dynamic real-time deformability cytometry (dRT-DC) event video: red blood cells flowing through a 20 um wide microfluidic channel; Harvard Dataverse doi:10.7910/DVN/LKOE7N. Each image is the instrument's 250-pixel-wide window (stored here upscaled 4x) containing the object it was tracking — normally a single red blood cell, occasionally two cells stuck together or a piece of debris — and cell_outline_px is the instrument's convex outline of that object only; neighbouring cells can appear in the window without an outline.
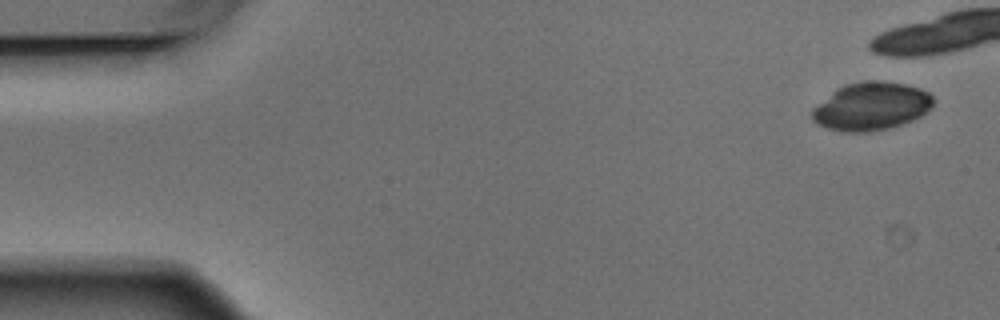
{"species": "Egyptian fruit bat (a non-hibernating species)", "species_latin": "Rousettus aegyptiacus", "temperature_condition": "warm", "stored_images_in_passage": 9, "camera_frame_rate_fps": 3000, "um_per_image_px": 0.085, "animal": {"sex": "male"}, "frame": {"image": 1, "passage_image": 1, "time_ms": 0.0, "image_size_px": [1000, 320], "cell_outline_px": [[936, 100], [932, 108], [920, 116], [912, 120], [888, 128], [868, 132], [840, 132], [828, 128], [812, 120], [812, 108], [832, 92], [844, 84], [864, 80], [880, 80], [904, 84], [920, 88], [928, 92]], "centroid_in_image_um": [74.07, 9.02], "position_along_channel_um": 10.9, "area_um2": 34.04}}
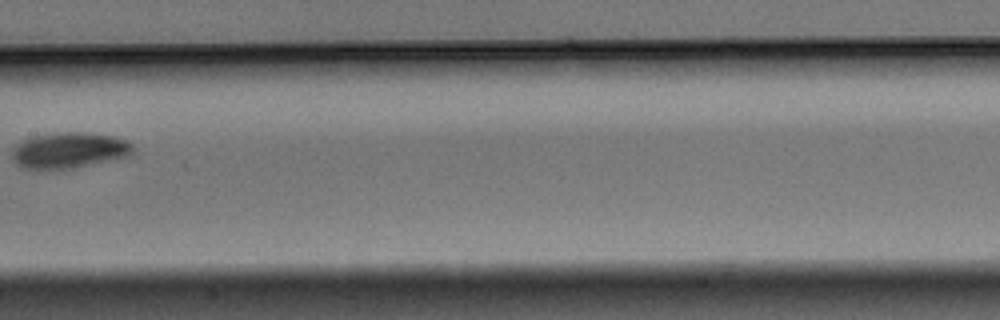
{"frame": {"image": 2, "passage_image": 9, "time_ms": 2.667, "image_size_px": [1000, 320], "cell_outline_px": [[136, 148], [128, 156], [72, 168], [24, 168], [16, 164], [12, 160], [12, 148], [20, 140], [32, 136], [64, 132], [84, 132], [116, 136], [128, 140]], "centroid_in_image_um": [5.88, 12.75], "position_along_channel_um": 201.5, "area_um2": 25.26}}